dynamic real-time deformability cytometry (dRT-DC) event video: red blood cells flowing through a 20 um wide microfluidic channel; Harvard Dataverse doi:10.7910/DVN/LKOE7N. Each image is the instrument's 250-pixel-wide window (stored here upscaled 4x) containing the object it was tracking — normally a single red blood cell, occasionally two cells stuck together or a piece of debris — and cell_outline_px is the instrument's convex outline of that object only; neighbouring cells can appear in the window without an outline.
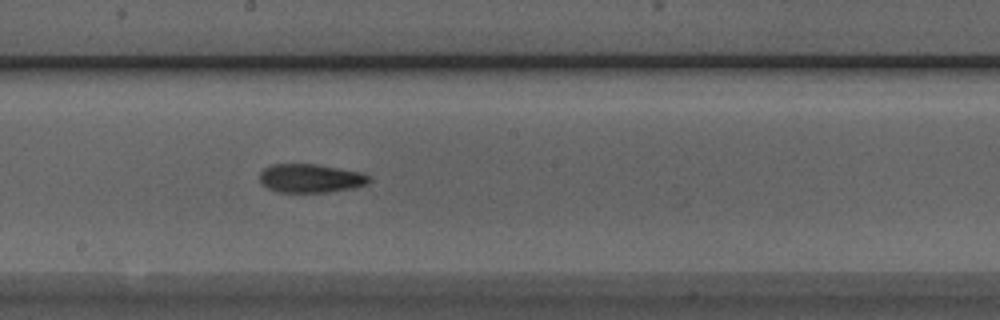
{"species": "Egyptian fruit bat (a non-hibernating species)", "species_latin": "Rousettus aegyptiacus", "temperature_condition": "room temperature", "stored_images_in_passage": 30, "camera_frame_rate_fps": 3000, "um_per_image_px": 0.085, "animal": {"sex": "male"}, "frame": {"image": 1, "passage_image": 26, "time_ms": 8.333, "image_size_px": [1000, 320], "cell_outline_px": [[372, 180], [368, 184], [356, 188], [324, 192], [276, 192], [260, 184], [260, 172], [264, 168], [272, 164], [316, 164], [364, 172], [372, 176]], "centroid_in_image_um": [26.45, 15.15], "position_along_channel_um": 221.7, "area_um2": 18.67}}